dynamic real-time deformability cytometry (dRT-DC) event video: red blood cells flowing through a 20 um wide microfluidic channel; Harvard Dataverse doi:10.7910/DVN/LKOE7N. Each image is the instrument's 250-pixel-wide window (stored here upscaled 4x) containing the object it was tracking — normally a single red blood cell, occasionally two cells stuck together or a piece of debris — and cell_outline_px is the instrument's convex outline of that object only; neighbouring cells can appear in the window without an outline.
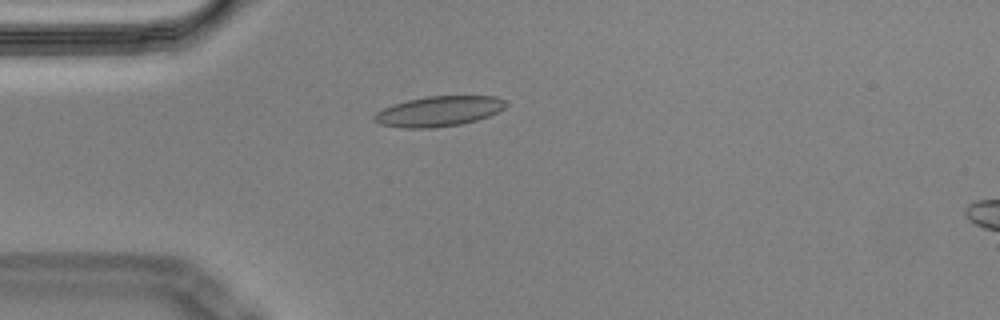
{"species": "Egyptian fruit bat (a non-hibernating species)", "species_latin": "Rousettus aegyptiacus", "temperature_condition": "cold", "stored_images_in_passage": 42, "camera_frame_rate_fps": 3000, "um_per_image_px": 0.085, "animal": {"sex": "male"}, "frame": {"image": 1, "passage_image": 1, "time_ms": 0.0, "image_size_px": [1000, 320], "cell_outline_px": [[508, 104], [504, 108], [488, 116], [476, 120], [460, 124], [432, 128], [404, 128], [380, 124], [372, 120], [372, 116], [376, 112], [392, 104], [408, 100], [428, 96], [496, 96], [504, 100]], "centroid_in_image_um": [37.26, 9.46], "position_along_channel_um": 47.7, "area_um2": 23.12}}
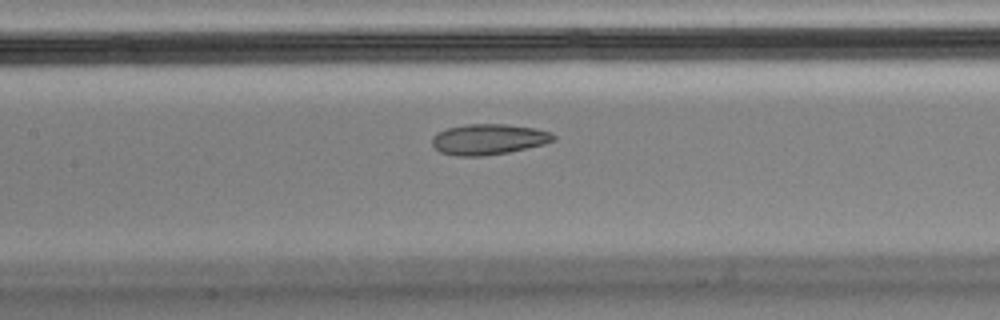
{"frame": {"image": 2, "passage_image": 12, "time_ms": 3.667, "image_size_px": [1000, 320], "cell_outline_px": [[556, 140], [544, 144], [508, 152], [480, 156], [456, 156], [440, 152], [432, 144], [432, 136], [436, 132], [448, 128], [464, 124], [504, 124], [536, 128], [552, 132], [556, 136]], "centroid_in_image_um": [41.53, 11.83], "position_along_channel_um": 165.9, "area_um2": 21.79}}
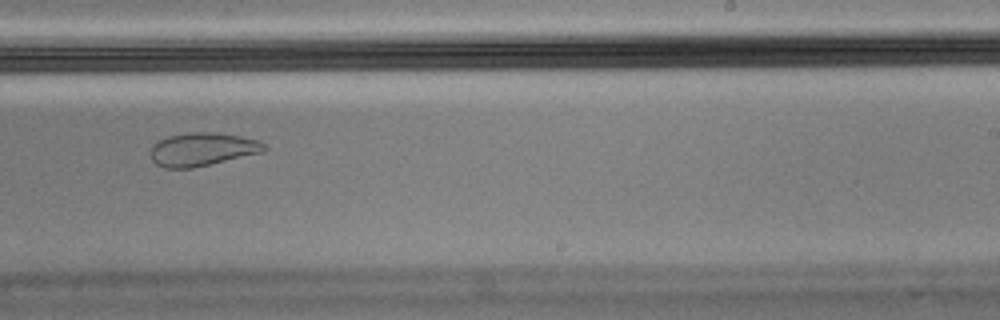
{"frame": {"image": 3, "passage_image": 21, "time_ms": 6.667, "image_size_px": [1000, 320], "cell_outline_px": [[268, 148], [264, 152], [192, 168], [164, 168], [156, 164], [152, 160], [152, 144], [168, 136], [188, 132], [216, 132], [240, 136], [260, 140]], "centroid_in_image_um": [17.23, 12.68], "position_along_channel_um": 271.8, "area_um2": 22.08}, "authors_computed_cell_mechanics": {"area_um2": 23.12, "velocity_mm_per_s": 3.5485, "shape_relaxation_time_tau1_ms": null, "shape_relaxation_time_tau2_ms": 2.7049, "deformation_change_tau1": null, "deformation_change_tau2": 0.0542}}